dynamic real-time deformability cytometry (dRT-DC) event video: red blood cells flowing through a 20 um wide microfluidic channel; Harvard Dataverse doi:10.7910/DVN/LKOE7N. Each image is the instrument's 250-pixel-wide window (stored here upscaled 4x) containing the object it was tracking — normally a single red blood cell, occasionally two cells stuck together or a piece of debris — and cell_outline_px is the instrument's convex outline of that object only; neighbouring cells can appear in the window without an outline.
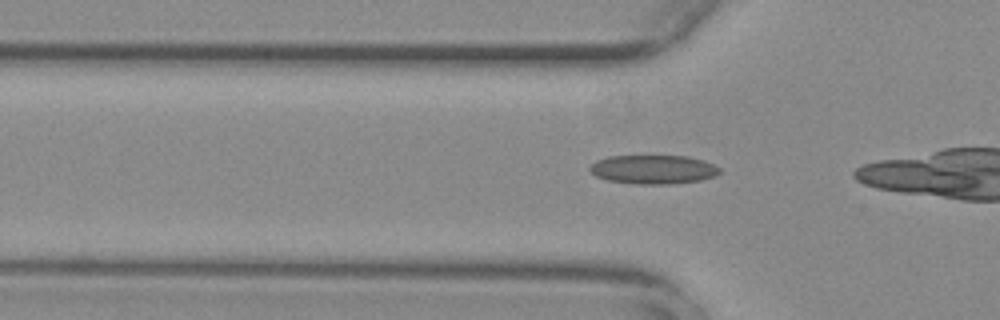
{"species": "common noctule bat (a hibernating species)", "species_latin": "Nyctalus noctula", "temperature_condition": "warm", "stored_images_in_passage": 18, "camera_frame_rate_fps": 3000, "um_per_image_px": 0.085, "animal": {"sex": "female", "body_mass_g": 29.2, "forearm_length_mm": 56.3}, "frame": {"image": 1, "passage_image": 13, "time_ms": 4.0, "image_size_px": [1000, 320], "cell_outline_px": [[720, 172], [716, 176], [700, 180], [672, 184], [636, 184], [608, 180], [596, 176], [588, 168], [596, 160], [608, 156], [688, 156], [712, 164], [720, 168]], "centroid_in_image_um": [55.52, 14.4], "position_along_channel_um": 70.3, "area_um2": 21.79}}
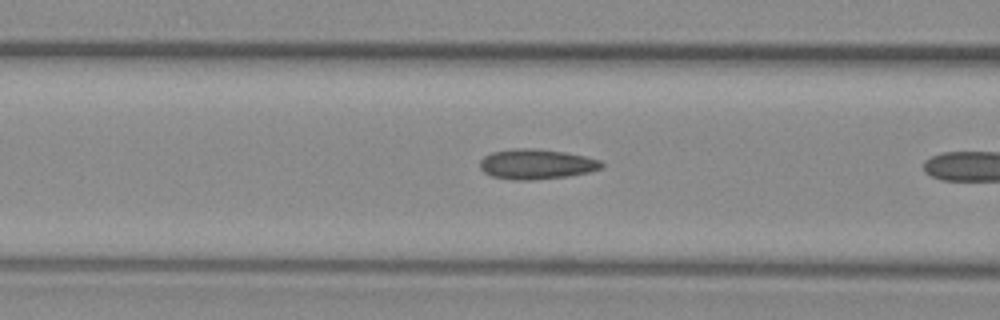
{"frame": {"image": 2, "passage_image": 17, "time_ms": 5.333, "image_size_px": [1000, 320], "cell_outline_px": [[604, 168], [588, 172], [568, 176], [532, 180], [512, 180], [492, 176], [484, 172], [480, 168], [480, 160], [484, 156], [492, 152], [516, 148], [532, 148], [564, 152], [584, 156], [600, 160], [604, 164]], "centroid_in_image_um": [45.59, 13.95], "position_along_channel_um": 121.0, "area_um2": 21.33}}